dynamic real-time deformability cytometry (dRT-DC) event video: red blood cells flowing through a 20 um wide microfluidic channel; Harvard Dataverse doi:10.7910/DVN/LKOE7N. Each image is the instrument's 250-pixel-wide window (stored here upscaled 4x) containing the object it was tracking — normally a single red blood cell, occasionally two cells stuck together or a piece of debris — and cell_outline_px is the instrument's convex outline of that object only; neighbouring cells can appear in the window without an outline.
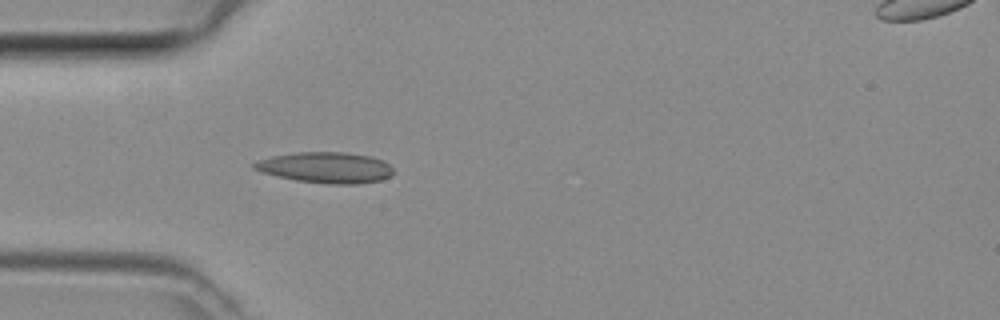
{"species": "common noctule bat (a hibernating species)", "species_latin": "Nyctalus noctula", "temperature_condition": "room temperature", "stored_images_in_passage": 37, "camera_frame_rate_fps": 3000, "um_per_image_px": 0.085, "animal": {"sex": "female", "body_mass_g": 29.2, "forearm_length_mm": 56.3}, "frame": {"image": 1, "passage_image": 4, "time_ms": 1.0, "image_size_px": [1000, 320], "cell_outline_px": [[392, 176], [380, 180], [356, 184], [328, 184], [296, 180], [276, 176], [260, 172], [252, 168], [252, 164], [256, 160], [272, 156], [296, 152], [344, 152], [372, 156], [388, 164], [392, 168]], "centroid_in_image_um": [27.64, 14.24], "position_along_channel_um": 57.4, "area_um2": 25.14}}
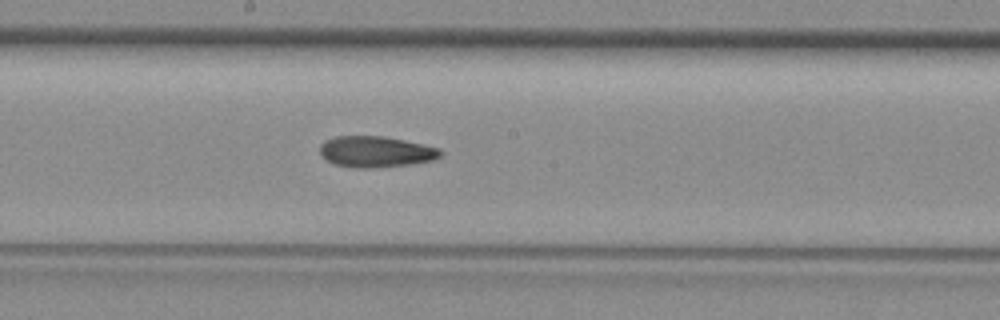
{"frame": {"image": 2, "passage_image": 15, "time_ms": 4.667, "image_size_px": [1000, 320], "cell_outline_px": [[440, 156], [432, 160], [408, 164], [368, 168], [356, 168], [332, 164], [320, 156], [320, 144], [324, 140], [336, 136], [384, 136], [424, 144], [440, 148]], "centroid_in_image_um": [31.88, 12.89], "position_along_channel_um": 216.3, "area_um2": 21.85}}
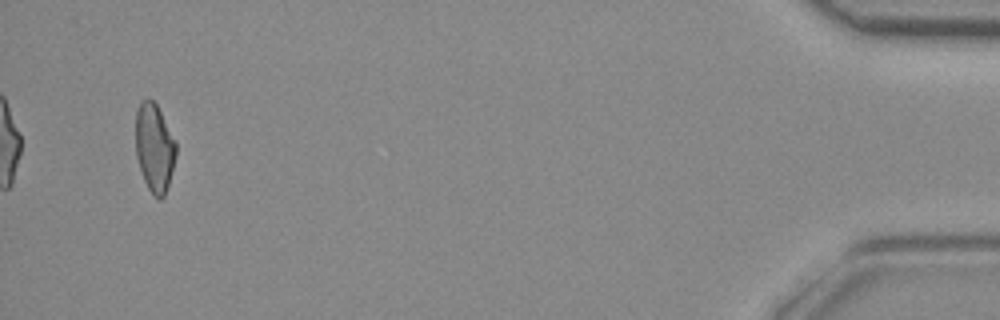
{"frame": {"image": 3, "passage_image": 35, "time_ms": 11.333, "image_size_px": [1000, 320], "cell_outline_px": [[176, 156], [168, 184], [164, 196], [160, 200], [152, 196], [144, 180], [136, 156], [136, 112], [140, 100], [152, 100], [156, 104], [176, 140]], "centroid_in_image_um": [13.13, 12.57], "position_along_channel_um": 422.1, "area_um2": 20.75}}